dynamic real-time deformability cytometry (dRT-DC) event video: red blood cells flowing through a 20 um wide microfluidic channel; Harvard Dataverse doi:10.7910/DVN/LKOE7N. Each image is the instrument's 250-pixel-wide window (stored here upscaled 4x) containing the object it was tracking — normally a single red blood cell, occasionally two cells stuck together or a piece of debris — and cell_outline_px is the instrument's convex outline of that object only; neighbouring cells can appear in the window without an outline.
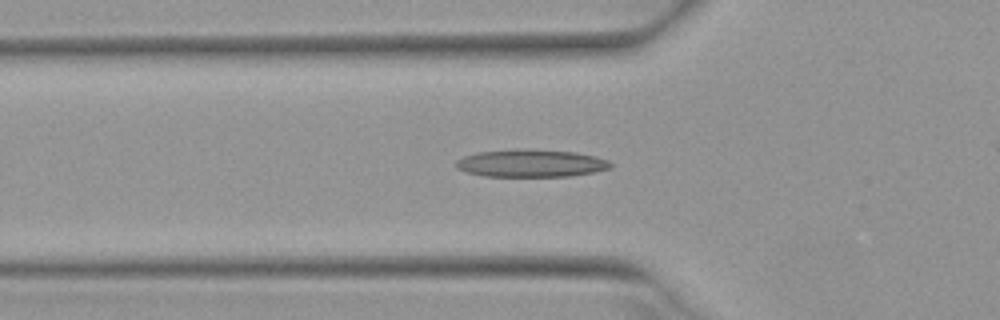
{"species": "Egyptian fruit bat (a non-hibernating species)", "species_latin": "Rousettus aegyptiacus", "temperature_condition": "warm", "stored_images_in_passage": 36, "camera_frame_rate_fps": 3000, "um_per_image_px": 0.085, "animal": {"sex": "female"}, "frame": {"image": 1, "passage_image": 8, "time_ms": 2.333, "image_size_px": [1000, 320], "cell_outline_px": [[612, 168], [592, 172], [568, 176], [484, 176], [464, 172], [456, 168], [456, 160], [464, 156], [476, 152], [516, 148], [576, 152], [608, 160], [612, 164]], "centroid_in_image_um": [45.07, 13.87], "position_along_channel_um": 80.7, "area_um2": 24.91}}
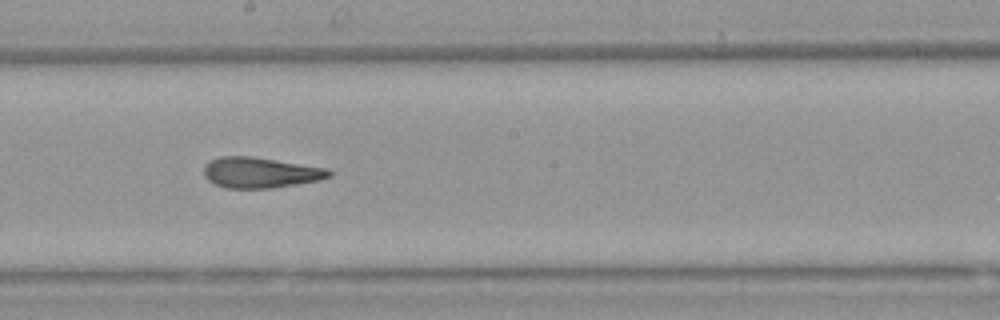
{"frame": {"image": 2, "passage_image": 19, "time_ms": 6.0, "image_size_px": [1000, 320], "cell_outline_px": [[336, 172], [332, 176], [320, 180], [272, 188], [224, 188], [208, 180], [204, 176], [204, 164], [220, 156], [252, 156], [328, 168]], "centroid_in_image_um": [22.17, 14.67], "position_along_channel_um": 226.0, "area_um2": 22.54}}
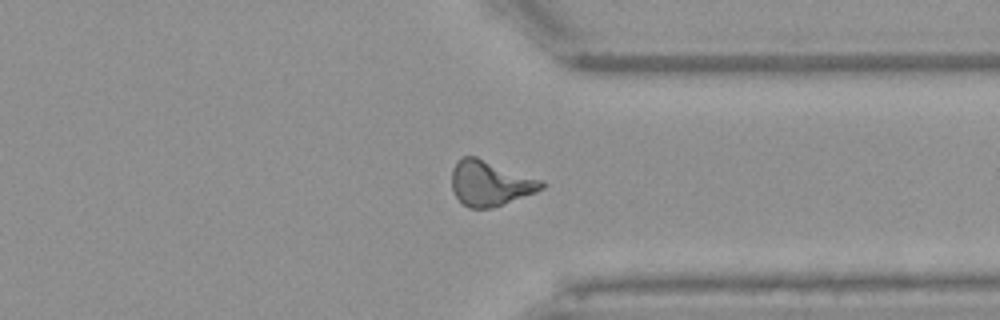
{"frame": {"image": 3, "passage_image": 30, "time_ms": 9.667, "image_size_px": [1000, 320], "cell_outline_px": [[544, 188], [536, 192], [492, 208], [468, 208], [456, 196], [452, 188], [452, 168], [456, 160], [464, 156], [476, 156], [544, 180]], "centroid_in_image_um": [41.67, 15.56], "position_along_channel_um": 369.7, "area_um2": 23.76}, "authors_computed_cell_mechanics": {"area_um2": 22.5998, "velocity_mm_per_s": 3.9588, "shape_relaxation_time_tau1_ms": null, "shape_relaxation_time_tau2_ms": 1.7493, "deformation_change_tau1": null, "deformation_change_tau2": 0.1144}}